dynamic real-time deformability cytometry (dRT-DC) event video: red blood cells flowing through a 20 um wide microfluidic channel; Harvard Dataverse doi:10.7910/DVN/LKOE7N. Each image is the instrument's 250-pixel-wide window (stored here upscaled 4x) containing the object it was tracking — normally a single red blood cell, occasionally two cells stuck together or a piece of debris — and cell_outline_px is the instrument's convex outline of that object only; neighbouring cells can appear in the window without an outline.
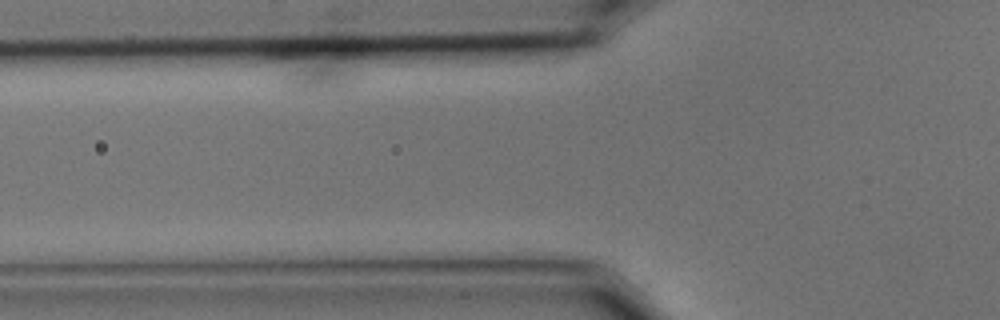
{"species": "common noctule bat (a hibernating species)", "species_latin": "Nyctalus noctula", "temperature_condition": "cold", "stored_images_in_passage": 4, "camera_frame_rate_fps": 3000, "um_per_image_px": 0.085, "animal": {"sex": "male", "body_mass_g": 15.6}, "frame": {"image": 1, "passage_image": 2, "time_ms": 0.333, "image_size_px": [1000, 320], "cell_outline_px": [[272, 112], [264, 116], [132, 112], [104, 108], [92, 104], [116, 100], [252, 100], [268, 108]], "centroid_in_image_um": [16.12, 9.09], "position_along_channel_um": 109.7, "area_um2": 15.61}}